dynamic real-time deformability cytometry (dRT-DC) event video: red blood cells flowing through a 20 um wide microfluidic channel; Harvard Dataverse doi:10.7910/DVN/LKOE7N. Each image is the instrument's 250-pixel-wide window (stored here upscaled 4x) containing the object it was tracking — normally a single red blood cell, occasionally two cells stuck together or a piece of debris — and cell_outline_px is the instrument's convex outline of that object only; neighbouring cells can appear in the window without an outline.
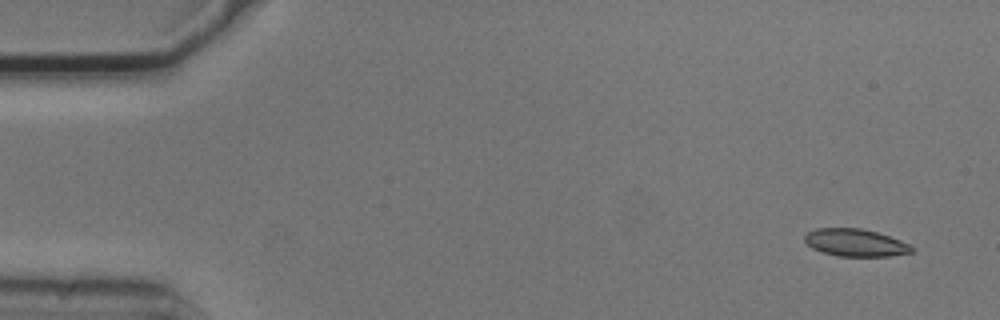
{"species": "common noctule bat (a hibernating species)", "species_latin": "Nyctalus noctula", "temperature_condition": "cold", "stored_images_in_passage": 52, "camera_frame_rate_fps": 3000, "um_per_image_px": 0.085, "animal": {"sex": "male", "body_mass_g": 20.5, "forearm_length_mm": 52.5}, "frame": {"image": 1, "passage_image": 1, "time_ms": 0.0, "image_size_px": [1000, 320], "cell_outline_px": [[916, 248], [912, 252], [888, 256], [836, 256], [812, 248], [804, 240], [804, 236], [808, 232], [816, 228], [860, 228], [876, 232], [900, 240]], "centroid_in_image_um": [72.7, 20.62], "position_along_channel_um": 12.3, "area_um2": 16.99}}
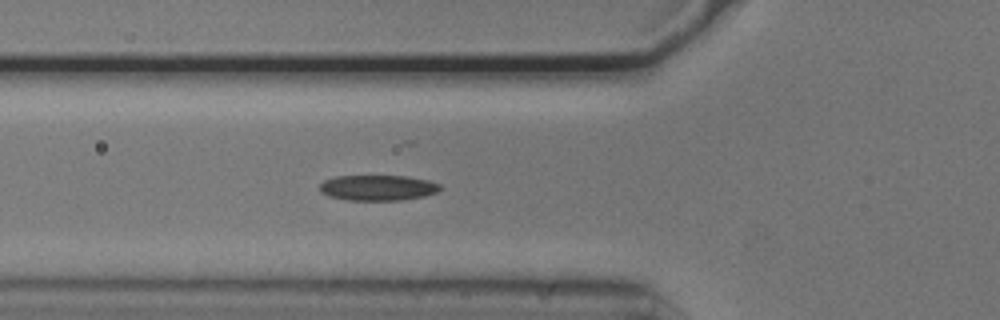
{"frame": {"image": 2, "passage_image": 17, "time_ms": 5.333, "image_size_px": [1000, 320], "cell_outline_px": [[444, 188], [436, 192], [424, 196], [400, 200], [348, 200], [328, 196], [320, 192], [320, 184], [324, 180], [336, 176], [408, 176], [428, 180], [440, 184]], "centroid_in_image_um": [32.12, 15.95], "position_along_channel_um": 93.7, "area_um2": 17.98}}
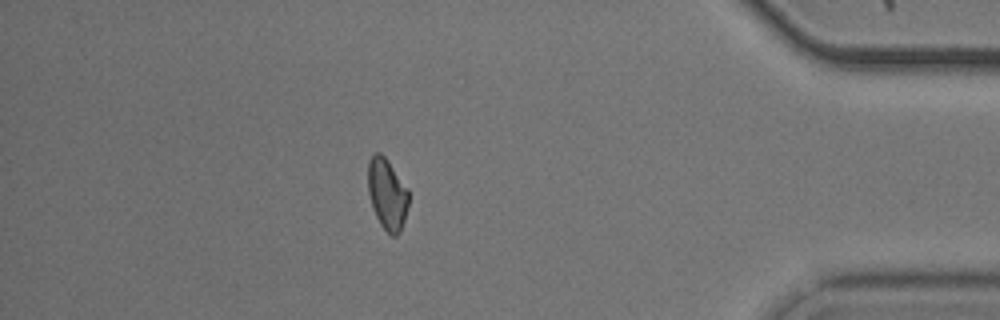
{"frame": {"image": 3, "passage_image": 45, "time_ms": 14.667, "image_size_px": [1000, 320], "cell_outline_px": [[408, 204], [404, 220], [400, 232], [396, 236], [392, 236], [380, 224], [372, 208], [368, 192], [368, 160], [376, 152], [380, 152], [384, 156], [408, 188]], "centroid_in_image_um": [32.9, 16.49], "position_along_channel_um": 402.3, "area_um2": 16.76}, "authors_computed_cell_mechanics": {"area_um2": 17.6001, "velocity_mm_per_s": 3.7307, "shape_relaxation_time_tau1_ms": 4.1183, "shape_relaxation_time_tau2_ms": 8.4083, "deformation_change_tau1": 0.1063, "deformation_change_tau2": 0.164}}